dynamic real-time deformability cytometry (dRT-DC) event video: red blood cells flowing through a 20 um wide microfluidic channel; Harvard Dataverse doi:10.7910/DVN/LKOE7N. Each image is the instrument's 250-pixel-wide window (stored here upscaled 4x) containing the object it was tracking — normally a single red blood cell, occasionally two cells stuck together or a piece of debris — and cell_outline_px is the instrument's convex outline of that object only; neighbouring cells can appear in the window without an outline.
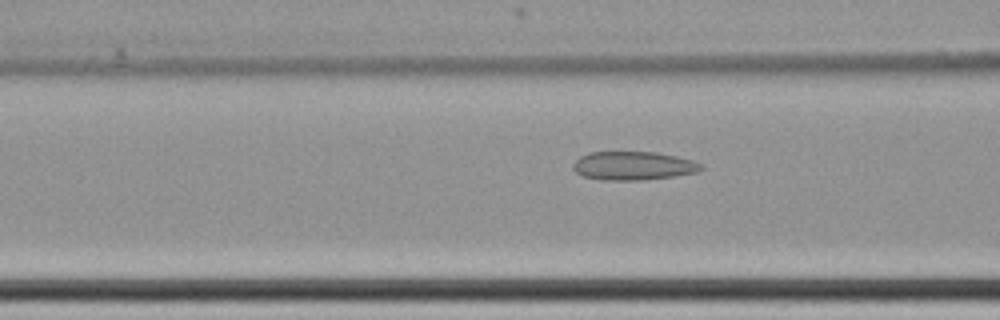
{"species": "common noctule bat (a hibernating species)", "species_latin": "Nyctalus noctula", "temperature_condition": "cold", "stored_images_in_passage": 40, "camera_frame_rate_fps": 3000, "um_per_image_px": 0.085, "animal": {"sex": "female", "body_mass_g": 22.7, "forearm_length_mm": 54.2}, "frame": {"image": 1, "passage_image": 5, "time_ms": 1.333, "image_size_px": [1000, 320], "cell_outline_px": [[704, 168], [696, 172], [672, 176], [644, 180], [604, 180], [580, 176], [572, 168], [572, 164], [580, 156], [588, 152], [656, 152], [676, 156], [692, 160], [704, 164]], "centroid_in_image_um": [53.8, 14.09], "position_along_channel_um": 112.8, "area_um2": 21.44}}
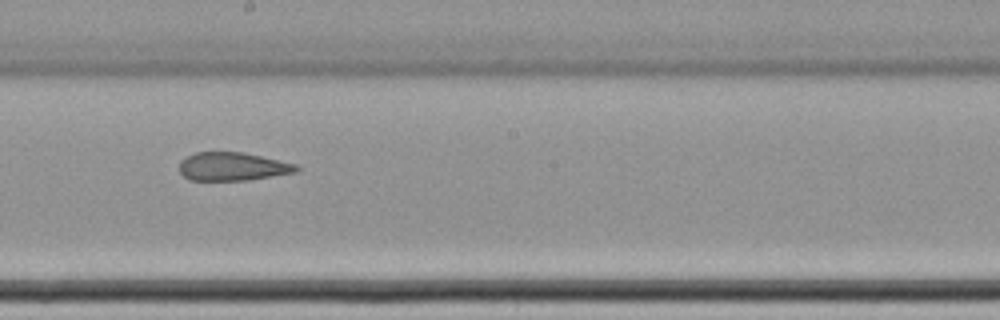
{"frame": {"image": 2, "passage_image": 15, "time_ms": 4.667, "image_size_px": [1000, 320], "cell_outline_px": [[300, 168], [296, 172], [248, 180], [192, 180], [184, 176], [180, 172], [180, 160], [196, 152], [244, 152], [296, 164]], "centroid_in_image_um": [19.77, 14.15], "position_along_channel_um": 228.4, "area_um2": 19.19}}
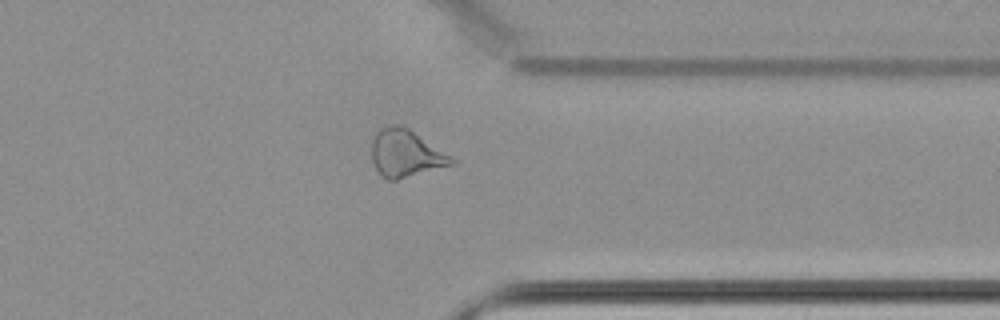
{"frame": {"image": 3, "passage_image": 28, "time_ms": 9.0, "image_size_px": [1000, 320], "cell_outline_px": [[456, 164], [396, 180], [388, 180], [380, 176], [372, 160], [372, 140], [376, 132], [380, 128], [388, 124], [400, 124], [408, 128], [452, 156], [456, 160]], "centroid_in_image_um": [34.49, 13.04], "position_along_channel_um": 376.9, "area_um2": 22.25}, "authors_computed_cell_mechanics": {"area_um2": 20.8658, "velocity_mm_per_s": 3.4682, "shape_relaxation_time_tau1_ms": null, "shape_relaxation_time_tau2_ms": 4.1824, "deformation_change_tau1": null, "deformation_change_tau2": 0.1146}}